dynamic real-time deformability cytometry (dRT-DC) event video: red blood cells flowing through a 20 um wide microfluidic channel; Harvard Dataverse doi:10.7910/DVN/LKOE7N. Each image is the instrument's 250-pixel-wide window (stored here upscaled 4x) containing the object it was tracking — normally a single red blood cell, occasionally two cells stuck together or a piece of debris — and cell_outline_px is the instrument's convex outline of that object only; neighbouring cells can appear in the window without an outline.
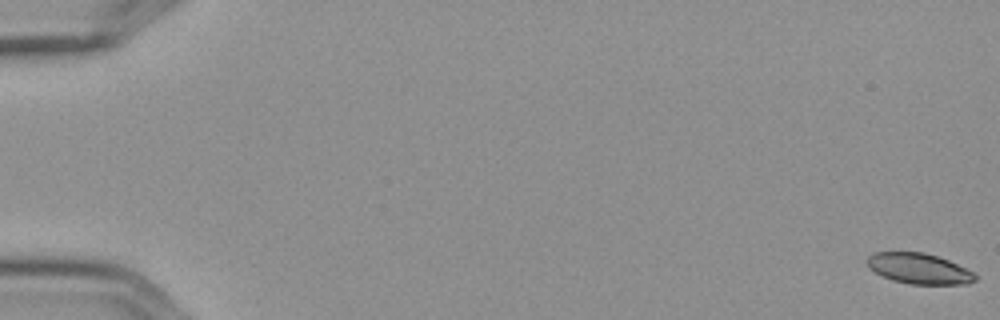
{"species": "Egyptian fruit bat (a non-hibernating species)", "species_latin": "Rousettus aegyptiacus", "temperature_condition": "cold", "stored_images_in_passage": 7, "camera_frame_rate_fps": 3000, "um_per_image_px": 0.085, "frame": {"image": 1, "passage_image": 1, "time_ms": 0.0, "image_size_px": [1000, 320], "cell_outline_px": [[976, 280], [968, 284], [908, 284], [892, 280], [868, 268], [864, 260], [872, 252], [924, 252], [948, 260], [972, 272], [976, 276]], "centroid_in_image_um": [78.05, 22.82], "position_along_channel_um": 6.9, "area_um2": 19.25}}